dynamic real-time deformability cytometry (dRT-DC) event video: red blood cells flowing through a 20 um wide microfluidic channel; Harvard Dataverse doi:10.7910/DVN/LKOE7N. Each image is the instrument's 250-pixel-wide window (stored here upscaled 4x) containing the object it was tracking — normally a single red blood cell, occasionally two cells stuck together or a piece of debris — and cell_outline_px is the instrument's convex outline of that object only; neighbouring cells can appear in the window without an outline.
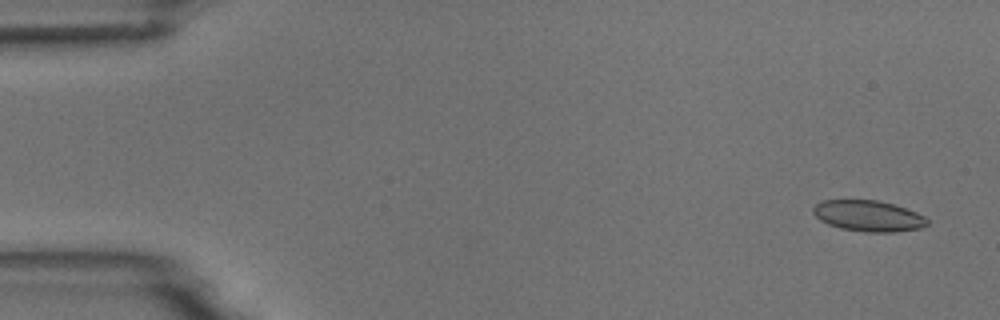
{"species": "common noctule bat (a hibernating species)", "species_latin": "Nyctalus noctula", "temperature_condition": "room temperature", "stored_images_in_passage": 6, "camera_frame_rate_fps": 3000, "um_per_image_px": 0.085, "animal": {"sex": "male", "body_mass_g": 18.8}, "frame": {"image": 1, "passage_image": 1, "time_ms": 0.0, "image_size_px": [1000, 320], "cell_outline_px": [[928, 224], [920, 228], [896, 232], [864, 232], [840, 228], [828, 224], [820, 220], [812, 212], [812, 208], [816, 204], [824, 200], [876, 200], [892, 204], [916, 212], [924, 216], [928, 220]], "centroid_in_image_um": [73.79, 18.36], "position_along_channel_um": 11.2, "area_um2": 20.52}}
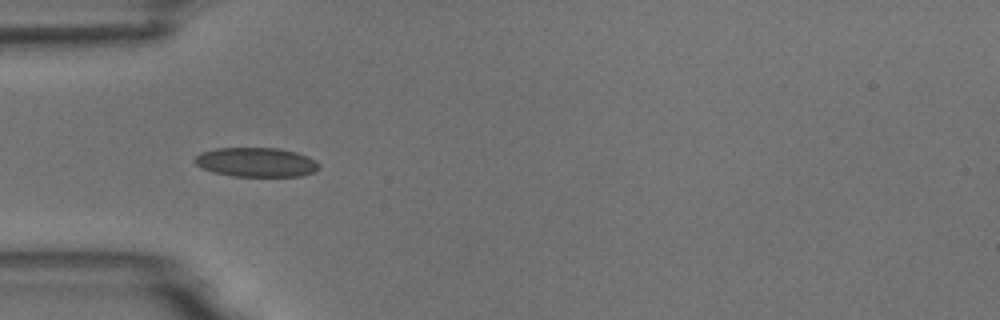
{"frame": {"image": 2, "passage_image": 5, "time_ms": 4.667, "image_size_px": [1000, 320], "cell_outline_px": [[320, 168], [316, 172], [300, 176], [232, 176], [212, 172], [200, 168], [192, 160], [200, 152], [216, 148], [280, 148], [296, 152], [308, 156], [316, 160], [320, 164]], "centroid_in_image_um": [21.78, 13.79], "position_along_channel_um": 63.2, "area_um2": 21.56}}